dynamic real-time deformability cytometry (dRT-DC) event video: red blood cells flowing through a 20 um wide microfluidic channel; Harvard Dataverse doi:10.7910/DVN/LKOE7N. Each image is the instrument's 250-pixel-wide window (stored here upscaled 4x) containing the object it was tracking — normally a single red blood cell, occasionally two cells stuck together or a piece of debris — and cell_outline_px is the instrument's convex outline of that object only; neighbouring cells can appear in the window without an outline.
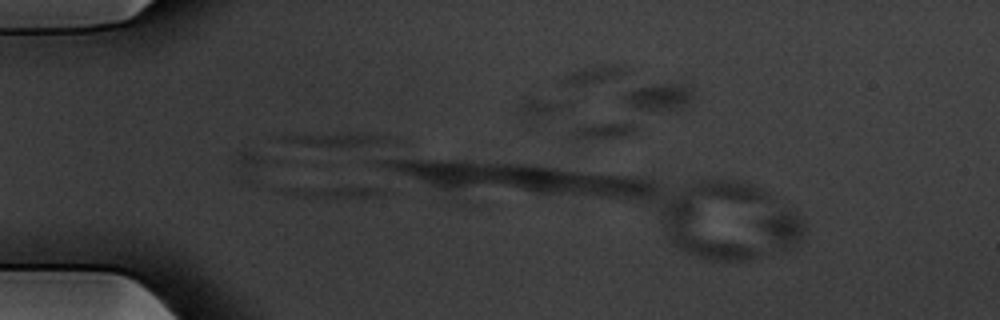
{"species": "common noctule bat (a hibernating species)", "species_latin": "Nyctalus noctula", "temperature_condition": "warm", "stored_images_in_passage": 5, "camera_frame_rate_fps": 3000, "um_per_image_px": 0.085, "animal": {"sex": "male", "body_mass_g": 20.1, "forearm_length_mm": 53.5}, "frame": {"image": 1, "passage_image": 1, "time_ms": 0.0, "image_size_px": [1000, 320], "cell_outline_px": [[392, 192], [376, 196], [296, 196], [236, 184], [236, 152], [252, 152], [388, 188]], "centroid_in_image_um": [25.3, 15.18], "position_along_channel_um": 59.7, "area_um2": 27.98}}